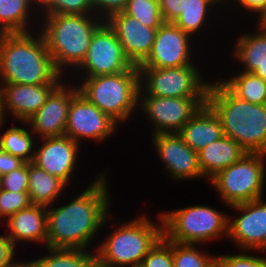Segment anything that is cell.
<instances>
[{
	"label": "cell",
	"instance_id": "cell-33",
	"mask_svg": "<svg viewBox=\"0 0 266 267\" xmlns=\"http://www.w3.org/2000/svg\"><path fill=\"white\" fill-rule=\"evenodd\" d=\"M142 267H173L172 241L162 236L144 257Z\"/></svg>",
	"mask_w": 266,
	"mask_h": 267
},
{
	"label": "cell",
	"instance_id": "cell-39",
	"mask_svg": "<svg viewBox=\"0 0 266 267\" xmlns=\"http://www.w3.org/2000/svg\"><path fill=\"white\" fill-rule=\"evenodd\" d=\"M16 252V247L6 234L5 236L0 235V267L13 265L16 262V260H14Z\"/></svg>",
	"mask_w": 266,
	"mask_h": 267
},
{
	"label": "cell",
	"instance_id": "cell-35",
	"mask_svg": "<svg viewBox=\"0 0 266 267\" xmlns=\"http://www.w3.org/2000/svg\"><path fill=\"white\" fill-rule=\"evenodd\" d=\"M216 255L215 267H266V257L253 254Z\"/></svg>",
	"mask_w": 266,
	"mask_h": 267
},
{
	"label": "cell",
	"instance_id": "cell-20",
	"mask_svg": "<svg viewBox=\"0 0 266 267\" xmlns=\"http://www.w3.org/2000/svg\"><path fill=\"white\" fill-rule=\"evenodd\" d=\"M6 235L16 247L18 242L47 244V207L31 204L6 220Z\"/></svg>",
	"mask_w": 266,
	"mask_h": 267
},
{
	"label": "cell",
	"instance_id": "cell-32",
	"mask_svg": "<svg viewBox=\"0 0 266 267\" xmlns=\"http://www.w3.org/2000/svg\"><path fill=\"white\" fill-rule=\"evenodd\" d=\"M94 14L93 0H51L39 15Z\"/></svg>",
	"mask_w": 266,
	"mask_h": 267
},
{
	"label": "cell",
	"instance_id": "cell-6",
	"mask_svg": "<svg viewBox=\"0 0 266 267\" xmlns=\"http://www.w3.org/2000/svg\"><path fill=\"white\" fill-rule=\"evenodd\" d=\"M80 80L83 81H78L81 82L77 84L79 92L118 125L129 120L138 109V66L133 65L129 70L113 75L84 77Z\"/></svg>",
	"mask_w": 266,
	"mask_h": 267
},
{
	"label": "cell",
	"instance_id": "cell-36",
	"mask_svg": "<svg viewBox=\"0 0 266 267\" xmlns=\"http://www.w3.org/2000/svg\"><path fill=\"white\" fill-rule=\"evenodd\" d=\"M0 189L12 192H28V163L1 176Z\"/></svg>",
	"mask_w": 266,
	"mask_h": 267
},
{
	"label": "cell",
	"instance_id": "cell-29",
	"mask_svg": "<svg viewBox=\"0 0 266 267\" xmlns=\"http://www.w3.org/2000/svg\"><path fill=\"white\" fill-rule=\"evenodd\" d=\"M34 135L27 127L25 129L22 126L10 127L3 134L0 133V149L20 158L25 163L33 162L36 145Z\"/></svg>",
	"mask_w": 266,
	"mask_h": 267
},
{
	"label": "cell",
	"instance_id": "cell-30",
	"mask_svg": "<svg viewBox=\"0 0 266 267\" xmlns=\"http://www.w3.org/2000/svg\"><path fill=\"white\" fill-rule=\"evenodd\" d=\"M173 267H215L216 256L204 254L196 244L172 242Z\"/></svg>",
	"mask_w": 266,
	"mask_h": 267
},
{
	"label": "cell",
	"instance_id": "cell-10",
	"mask_svg": "<svg viewBox=\"0 0 266 267\" xmlns=\"http://www.w3.org/2000/svg\"><path fill=\"white\" fill-rule=\"evenodd\" d=\"M206 103V97H158L146 94L141 88L138 93V107L154 124L153 133H178L199 108Z\"/></svg>",
	"mask_w": 266,
	"mask_h": 267
},
{
	"label": "cell",
	"instance_id": "cell-9",
	"mask_svg": "<svg viewBox=\"0 0 266 267\" xmlns=\"http://www.w3.org/2000/svg\"><path fill=\"white\" fill-rule=\"evenodd\" d=\"M140 88L158 97H206L209 86L203 81L198 66L191 64L176 68L139 67Z\"/></svg>",
	"mask_w": 266,
	"mask_h": 267
},
{
	"label": "cell",
	"instance_id": "cell-15",
	"mask_svg": "<svg viewBox=\"0 0 266 267\" xmlns=\"http://www.w3.org/2000/svg\"><path fill=\"white\" fill-rule=\"evenodd\" d=\"M63 82L50 93L46 102L28 121L22 122L35 136H39L38 138L57 137L65 134L71 99L79 90L77 85L72 86L69 82L67 85V81L65 84Z\"/></svg>",
	"mask_w": 266,
	"mask_h": 267
},
{
	"label": "cell",
	"instance_id": "cell-7",
	"mask_svg": "<svg viewBox=\"0 0 266 267\" xmlns=\"http://www.w3.org/2000/svg\"><path fill=\"white\" fill-rule=\"evenodd\" d=\"M163 236L172 242L185 244H204L228 237L229 214L214 207L193 205L174 211L161 213Z\"/></svg>",
	"mask_w": 266,
	"mask_h": 267
},
{
	"label": "cell",
	"instance_id": "cell-25",
	"mask_svg": "<svg viewBox=\"0 0 266 267\" xmlns=\"http://www.w3.org/2000/svg\"><path fill=\"white\" fill-rule=\"evenodd\" d=\"M35 9L31 0H0V34L31 32Z\"/></svg>",
	"mask_w": 266,
	"mask_h": 267
},
{
	"label": "cell",
	"instance_id": "cell-1",
	"mask_svg": "<svg viewBox=\"0 0 266 267\" xmlns=\"http://www.w3.org/2000/svg\"><path fill=\"white\" fill-rule=\"evenodd\" d=\"M106 177V173L97 175L88 188L66 205L47 206L46 247L89 249L97 232L113 216L109 213L111 196Z\"/></svg>",
	"mask_w": 266,
	"mask_h": 267
},
{
	"label": "cell",
	"instance_id": "cell-45",
	"mask_svg": "<svg viewBox=\"0 0 266 267\" xmlns=\"http://www.w3.org/2000/svg\"><path fill=\"white\" fill-rule=\"evenodd\" d=\"M257 23L263 28L266 29V11L260 16Z\"/></svg>",
	"mask_w": 266,
	"mask_h": 267
},
{
	"label": "cell",
	"instance_id": "cell-26",
	"mask_svg": "<svg viewBox=\"0 0 266 267\" xmlns=\"http://www.w3.org/2000/svg\"><path fill=\"white\" fill-rule=\"evenodd\" d=\"M46 251L48 255L26 261V267H91L96 259V253L86 249L46 247Z\"/></svg>",
	"mask_w": 266,
	"mask_h": 267
},
{
	"label": "cell",
	"instance_id": "cell-17",
	"mask_svg": "<svg viewBox=\"0 0 266 267\" xmlns=\"http://www.w3.org/2000/svg\"><path fill=\"white\" fill-rule=\"evenodd\" d=\"M106 22L116 33L125 56L139 67L152 50L158 28L146 27L123 11L114 13Z\"/></svg>",
	"mask_w": 266,
	"mask_h": 267
},
{
	"label": "cell",
	"instance_id": "cell-19",
	"mask_svg": "<svg viewBox=\"0 0 266 267\" xmlns=\"http://www.w3.org/2000/svg\"><path fill=\"white\" fill-rule=\"evenodd\" d=\"M59 84H2L3 109L17 122H26L46 102Z\"/></svg>",
	"mask_w": 266,
	"mask_h": 267
},
{
	"label": "cell",
	"instance_id": "cell-4",
	"mask_svg": "<svg viewBox=\"0 0 266 267\" xmlns=\"http://www.w3.org/2000/svg\"><path fill=\"white\" fill-rule=\"evenodd\" d=\"M42 17L39 29L56 69L65 76L86 57L94 32L105 22L95 14H54ZM69 67V68H68ZM65 73V74H64Z\"/></svg>",
	"mask_w": 266,
	"mask_h": 267
},
{
	"label": "cell",
	"instance_id": "cell-22",
	"mask_svg": "<svg viewBox=\"0 0 266 267\" xmlns=\"http://www.w3.org/2000/svg\"><path fill=\"white\" fill-rule=\"evenodd\" d=\"M246 153L239 143L224 135L198 152L203 177L209 181L217 173L239 161Z\"/></svg>",
	"mask_w": 266,
	"mask_h": 267
},
{
	"label": "cell",
	"instance_id": "cell-14",
	"mask_svg": "<svg viewBox=\"0 0 266 267\" xmlns=\"http://www.w3.org/2000/svg\"><path fill=\"white\" fill-rule=\"evenodd\" d=\"M193 40L174 23L164 22L157 29L149 56L139 67L176 68L191 65V48H195L192 46Z\"/></svg>",
	"mask_w": 266,
	"mask_h": 267
},
{
	"label": "cell",
	"instance_id": "cell-5",
	"mask_svg": "<svg viewBox=\"0 0 266 267\" xmlns=\"http://www.w3.org/2000/svg\"><path fill=\"white\" fill-rule=\"evenodd\" d=\"M145 214L114 228L94 249L96 259L113 267L140 266L150 249L163 236L161 214L156 224Z\"/></svg>",
	"mask_w": 266,
	"mask_h": 267
},
{
	"label": "cell",
	"instance_id": "cell-34",
	"mask_svg": "<svg viewBox=\"0 0 266 267\" xmlns=\"http://www.w3.org/2000/svg\"><path fill=\"white\" fill-rule=\"evenodd\" d=\"M31 205L28 192H12L0 189V220L8 219Z\"/></svg>",
	"mask_w": 266,
	"mask_h": 267
},
{
	"label": "cell",
	"instance_id": "cell-27",
	"mask_svg": "<svg viewBox=\"0 0 266 267\" xmlns=\"http://www.w3.org/2000/svg\"><path fill=\"white\" fill-rule=\"evenodd\" d=\"M221 82L238 98L255 105L266 103V82L254 73L239 71V74Z\"/></svg>",
	"mask_w": 266,
	"mask_h": 267
},
{
	"label": "cell",
	"instance_id": "cell-3",
	"mask_svg": "<svg viewBox=\"0 0 266 267\" xmlns=\"http://www.w3.org/2000/svg\"><path fill=\"white\" fill-rule=\"evenodd\" d=\"M210 83L206 103L220 118L223 134L247 153L266 154V104L255 105L236 97L220 80Z\"/></svg>",
	"mask_w": 266,
	"mask_h": 267
},
{
	"label": "cell",
	"instance_id": "cell-23",
	"mask_svg": "<svg viewBox=\"0 0 266 267\" xmlns=\"http://www.w3.org/2000/svg\"><path fill=\"white\" fill-rule=\"evenodd\" d=\"M67 184L33 162L28 163V195L31 204L50 206L58 201Z\"/></svg>",
	"mask_w": 266,
	"mask_h": 267
},
{
	"label": "cell",
	"instance_id": "cell-37",
	"mask_svg": "<svg viewBox=\"0 0 266 267\" xmlns=\"http://www.w3.org/2000/svg\"><path fill=\"white\" fill-rule=\"evenodd\" d=\"M129 0H93L94 14L104 21L117 12H122Z\"/></svg>",
	"mask_w": 266,
	"mask_h": 267
},
{
	"label": "cell",
	"instance_id": "cell-28",
	"mask_svg": "<svg viewBox=\"0 0 266 267\" xmlns=\"http://www.w3.org/2000/svg\"><path fill=\"white\" fill-rule=\"evenodd\" d=\"M216 6L211 0H185L184 11L174 24L191 38L196 39L195 36L200 35V31L208 23L207 19L212 13L210 11L212 8L215 10Z\"/></svg>",
	"mask_w": 266,
	"mask_h": 267
},
{
	"label": "cell",
	"instance_id": "cell-46",
	"mask_svg": "<svg viewBox=\"0 0 266 267\" xmlns=\"http://www.w3.org/2000/svg\"><path fill=\"white\" fill-rule=\"evenodd\" d=\"M91 267H113L101 263L98 259H95Z\"/></svg>",
	"mask_w": 266,
	"mask_h": 267
},
{
	"label": "cell",
	"instance_id": "cell-42",
	"mask_svg": "<svg viewBox=\"0 0 266 267\" xmlns=\"http://www.w3.org/2000/svg\"><path fill=\"white\" fill-rule=\"evenodd\" d=\"M6 114L4 113L3 109V92H2V84L0 83V129L3 127L4 122L6 121L5 118Z\"/></svg>",
	"mask_w": 266,
	"mask_h": 267
},
{
	"label": "cell",
	"instance_id": "cell-13",
	"mask_svg": "<svg viewBox=\"0 0 266 267\" xmlns=\"http://www.w3.org/2000/svg\"><path fill=\"white\" fill-rule=\"evenodd\" d=\"M229 207L241 215L235 219L229 216L227 238L241 251L266 252V202L263 198Z\"/></svg>",
	"mask_w": 266,
	"mask_h": 267
},
{
	"label": "cell",
	"instance_id": "cell-24",
	"mask_svg": "<svg viewBox=\"0 0 266 267\" xmlns=\"http://www.w3.org/2000/svg\"><path fill=\"white\" fill-rule=\"evenodd\" d=\"M254 34H241L234 46L235 61L245 66L243 71L253 73L259 65L266 63V29L257 24Z\"/></svg>",
	"mask_w": 266,
	"mask_h": 267
},
{
	"label": "cell",
	"instance_id": "cell-38",
	"mask_svg": "<svg viewBox=\"0 0 266 267\" xmlns=\"http://www.w3.org/2000/svg\"><path fill=\"white\" fill-rule=\"evenodd\" d=\"M185 0H159L163 22L174 23L184 11Z\"/></svg>",
	"mask_w": 266,
	"mask_h": 267
},
{
	"label": "cell",
	"instance_id": "cell-18",
	"mask_svg": "<svg viewBox=\"0 0 266 267\" xmlns=\"http://www.w3.org/2000/svg\"><path fill=\"white\" fill-rule=\"evenodd\" d=\"M41 141L35 150L33 163L68 185L78 166L76 160L81 145L66 135L42 138Z\"/></svg>",
	"mask_w": 266,
	"mask_h": 267
},
{
	"label": "cell",
	"instance_id": "cell-31",
	"mask_svg": "<svg viewBox=\"0 0 266 267\" xmlns=\"http://www.w3.org/2000/svg\"><path fill=\"white\" fill-rule=\"evenodd\" d=\"M123 12L149 28H159L164 23L159 0H129Z\"/></svg>",
	"mask_w": 266,
	"mask_h": 267
},
{
	"label": "cell",
	"instance_id": "cell-44",
	"mask_svg": "<svg viewBox=\"0 0 266 267\" xmlns=\"http://www.w3.org/2000/svg\"><path fill=\"white\" fill-rule=\"evenodd\" d=\"M253 73L266 82V63L259 65Z\"/></svg>",
	"mask_w": 266,
	"mask_h": 267
},
{
	"label": "cell",
	"instance_id": "cell-16",
	"mask_svg": "<svg viewBox=\"0 0 266 267\" xmlns=\"http://www.w3.org/2000/svg\"><path fill=\"white\" fill-rule=\"evenodd\" d=\"M157 155L164 163V170L173 180L204 178L199 166L198 153L192 150L178 133L151 135Z\"/></svg>",
	"mask_w": 266,
	"mask_h": 267
},
{
	"label": "cell",
	"instance_id": "cell-48",
	"mask_svg": "<svg viewBox=\"0 0 266 267\" xmlns=\"http://www.w3.org/2000/svg\"><path fill=\"white\" fill-rule=\"evenodd\" d=\"M215 5L217 4V6H220L221 4L223 5V4H225V6H226V3L227 2H230L229 0H211ZM234 1V0H233Z\"/></svg>",
	"mask_w": 266,
	"mask_h": 267
},
{
	"label": "cell",
	"instance_id": "cell-21",
	"mask_svg": "<svg viewBox=\"0 0 266 267\" xmlns=\"http://www.w3.org/2000/svg\"><path fill=\"white\" fill-rule=\"evenodd\" d=\"M178 134L197 153L224 136L220 118L207 103L199 108Z\"/></svg>",
	"mask_w": 266,
	"mask_h": 267
},
{
	"label": "cell",
	"instance_id": "cell-41",
	"mask_svg": "<svg viewBox=\"0 0 266 267\" xmlns=\"http://www.w3.org/2000/svg\"><path fill=\"white\" fill-rule=\"evenodd\" d=\"M236 6H240L244 8V10H248L247 12H254L256 15L259 14L257 18L266 11V0H234Z\"/></svg>",
	"mask_w": 266,
	"mask_h": 267
},
{
	"label": "cell",
	"instance_id": "cell-47",
	"mask_svg": "<svg viewBox=\"0 0 266 267\" xmlns=\"http://www.w3.org/2000/svg\"><path fill=\"white\" fill-rule=\"evenodd\" d=\"M7 267H26V261H16L13 265L7 266Z\"/></svg>",
	"mask_w": 266,
	"mask_h": 267
},
{
	"label": "cell",
	"instance_id": "cell-2",
	"mask_svg": "<svg viewBox=\"0 0 266 267\" xmlns=\"http://www.w3.org/2000/svg\"><path fill=\"white\" fill-rule=\"evenodd\" d=\"M0 34L1 84H60L64 76L56 69L39 30ZM36 34V35H33Z\"/></svg>",
	"mask_w": 266,
	"mask_h": 267
},
{
	"label": "cell",
	"instance_id": "cell-8",
	"mask_svg": "<svg viewBox=\"0 0 266 267\" xmlns=\"http://www.w3.org/2000/svg\"><path fill=\"white\" fill-rule=\"evenodd\" d=\"M266 154L246 153L239 161L217 173L209 183L228 206L263 198Z\"/></svg>",
	"mask_w": 266,
	"mask_h": 267
},
{
	"label": "cell",
	"instance_id": "cell-43",
	"mask_svg": "<svg viewBox=\"0 0 266 267\" xmlns=\"http://www.w3.org/2000/svg\"><path fill=\"white\" fill-rule=\"evenodd\" d=\"M32 5L37 8L36 10H43L50 2L51 0H31Z\"/></svg>",
	"mask_w": 266,
	"mask_h": 267
},
{
	"label": "cell",
	"instance_id": "cell-11",
	"mask_svg": "<svg viewBox=\"0 0 266 267\" xmlns=\"http://www.w3.org/2000/svg\"><path fill=\"white\" fill-rule=\"evenodd\" d=\"M133 64L123 52L114 30L105 21L93 34L86 57L74 70L83 78L113 75L129 70ZM85 72V73H84Z\"/></svg>",
	"mask_w": 266,
	"mask_h": 267
},
{
	"label": "cell",
	"instance_id": "cell-12",
	"mask_svg": "<svg viewBox=\"0 0 266 267\" xmlns=\"http://www.w3.org/2000/svg\"><path fill=\"white\" fill-rule=\"evenodd\" d=\"M118 128L117 123L90 103L79 91L72 97L65 134L81 145L82 139L101 142Z\"/></svg>",
	"mask_w": 266,
	"mask_h": 267
},
{
	"label": "cell",
	"instance_id": "cell-40",
	"mask_svg": "<svg viewBox=\"0 0 266 267\" xmlns=\"http://www.w3.org/2000/svg\"><path fill=\"white\" fill-rule=\"evenodd\" d=\"M24 161L0 149V176L19 168Z\"/></svg>",
	"mask_w": 266,
	"mask_h": 267
}]
</instances>
